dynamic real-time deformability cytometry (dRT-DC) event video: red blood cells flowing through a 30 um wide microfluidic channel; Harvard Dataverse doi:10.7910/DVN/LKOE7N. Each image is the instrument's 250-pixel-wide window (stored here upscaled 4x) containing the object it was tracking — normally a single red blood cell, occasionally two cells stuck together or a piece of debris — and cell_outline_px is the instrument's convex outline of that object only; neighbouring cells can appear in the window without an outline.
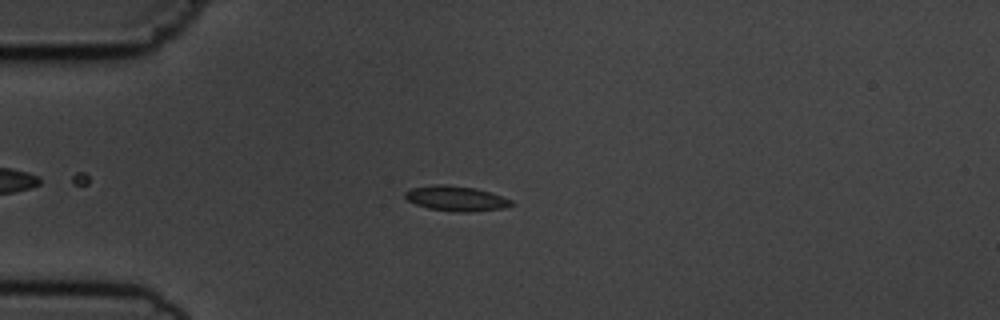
{"species": "common noctule bat (a hibernating species)", "species_latin": "Nyctalus noctula", "temperature_condition": "cold", "stored_images_in_passage": 9, "camera_frame_rate_fps": 3000, "um_per_image_px": 0.085, "animal": {"sex": "male", "body_mass_g": 19.5, "forearm_length_mm": 54.6}, "frame": {"image": 1, "passage_image": 4, "time_ms": 4.333, "image_size_px": [1000, 320], "cell_outline_px": [[516, 204], [504, 208], [468, 212], [452, 212], [428, 208], [416, 204], [408, 200], [404, 196], [404, 192], [412, 188], [436, 184], [448, 184], [476, 188], [512, 200]], "centroid_in_image_um": [38.76, 16.87], "position_along_channel_um": 46.2, "area_um2": 15.55}}
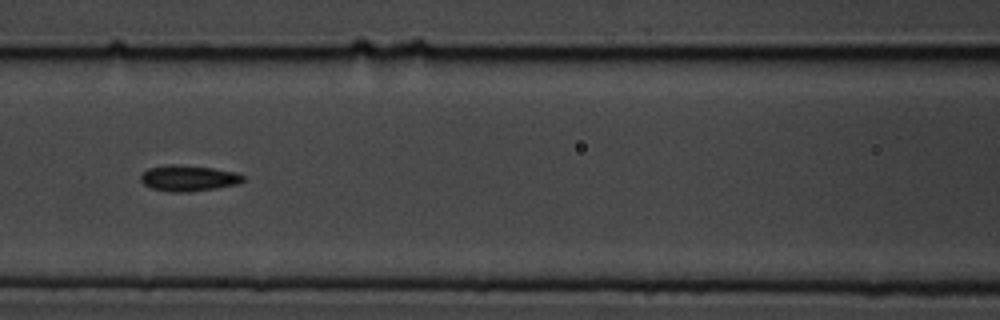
{"frame": {"image": 2, "passage_image": 7, "time_ms": 7.667, "image_size_px": [1000, 320], "cell_outline_px": [[244, 180], [240, 184], [216, 188], [188, 192], [168, 192], [152, 188], [144, 184], [140, 180], [140, 176], [148, 168], [168, 164], [176, 164], [212, 168], [236, 172], [244, 176]], "centroid_in_image_um": [16.02, 15.15], "position_along_channel_um": 150.6, "area_um2": 15.55}}
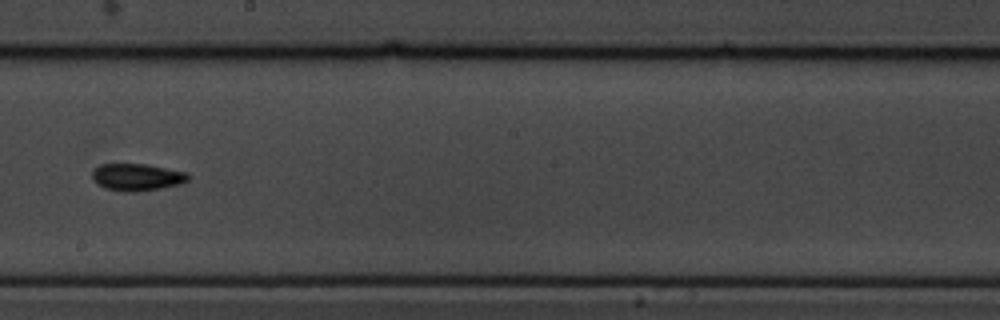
{"frame": {"image": 3, "passage_image": 9, "time_ms": 10.0, "image_size_px": [1000, 320], "cell_outline_px": [[192, 176], [188, 180], [180, 184], [160, 188], [136, 192], [124, 192], [104, 188], [96, 184], [92, 176], [92, 172], [100, 164], [148, 164], [188, 172]], "centroid_in_image_um": [11.67, 15.05], "position_along_channel_um": 236.5, "area_um2": 15.37}}